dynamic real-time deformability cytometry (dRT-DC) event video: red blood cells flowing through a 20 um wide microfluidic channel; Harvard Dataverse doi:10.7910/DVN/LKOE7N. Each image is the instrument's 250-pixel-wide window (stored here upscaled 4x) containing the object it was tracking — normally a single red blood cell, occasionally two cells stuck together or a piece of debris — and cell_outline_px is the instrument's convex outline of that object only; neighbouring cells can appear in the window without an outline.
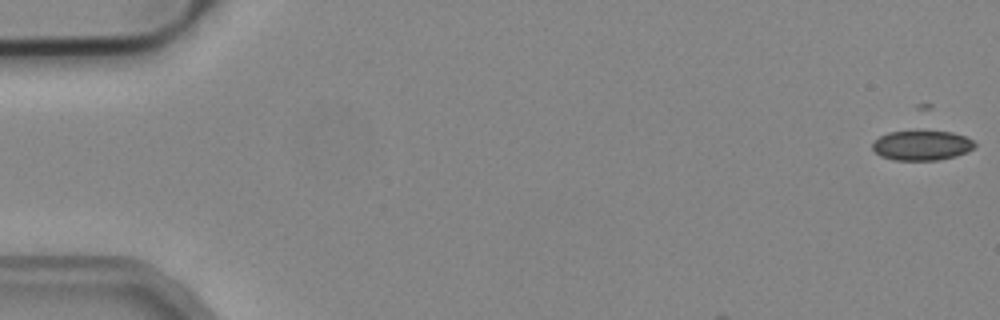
{"species": "common noctule bat (a hibernating species)", "species_latin": "Nyctalus noctula", "temperature_condition": "cold", "stored_images_in_passage": 4, "camera_frame_rate_fps": 3000, "um_per_image_px": 0.085, "animal": {"sex": "male", "body_mass_g": 19.2, "forearm_length_mm": 51.8}, "frame": {"image": 1, "passage_image": 1, "time_ms": 0.0, "image_size_px": [1000, 320], "cell_outline_px": [[976, 144], [968, 152], [956, 156], [936, 160], [892, 160], [880, 156], [872, 148], [872, 144], [880, 136], [888, 132], [920, 128], [952, 132], [964, 136], [972, 140]], "centroid_in_image_um": [78.34, 12.31], "position_along_channel_um": 6.7, "area_um2": 18.44}}